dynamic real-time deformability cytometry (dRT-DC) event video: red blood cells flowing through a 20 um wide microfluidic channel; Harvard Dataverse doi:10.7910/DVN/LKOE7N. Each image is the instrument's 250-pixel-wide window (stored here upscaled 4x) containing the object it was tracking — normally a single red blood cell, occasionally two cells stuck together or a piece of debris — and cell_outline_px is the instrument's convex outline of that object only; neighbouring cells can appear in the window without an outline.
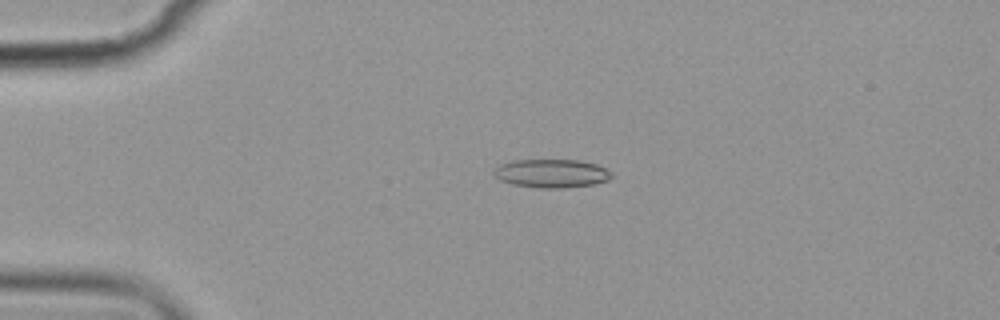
{"species": "common noctule bat (a hibernating species)", "species_latin": "Nyctalus noctula", "temperature_condition": "cold", "stored_images_in_passage": 5, "camera_frame_rate_fps": 3000, "um_per_image_px": 0.085, "animal": {"sex": "female", "body_mass_g": 19.9}, "frame": {"image": 1, "passage_image": 4, "time_ms": 3.667, "image_size_px": [1000, 320], "cell_outline_px": [[612, 176], [608, 180], [592, 184], [564, 188], [540, 188], [512, 184], [500, 180], [492, 172], [500, 164], [512, 160], [580, 160], [596, 164], [612, 172]], "centroid_in_image_um": [46.87, 14.73], "position_along_channel_um": 38.1, "area_um2": 19.48}}